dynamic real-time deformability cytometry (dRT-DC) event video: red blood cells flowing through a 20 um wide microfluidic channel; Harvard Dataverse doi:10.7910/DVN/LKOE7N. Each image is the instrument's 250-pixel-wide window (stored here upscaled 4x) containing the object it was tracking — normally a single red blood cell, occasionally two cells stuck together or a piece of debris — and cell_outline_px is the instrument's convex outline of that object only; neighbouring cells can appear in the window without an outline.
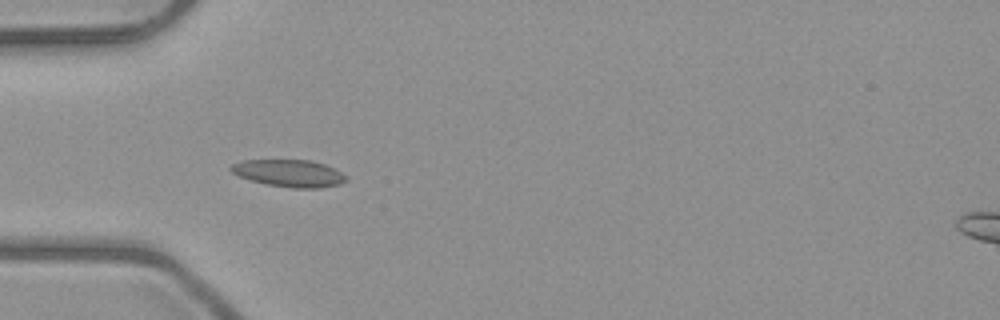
{"species": "common noctule bat (a hibernating species)", "species_latin": "Nyctalus noctula", "temperature_condition": "room temperature", "stored_images_in_passage": 8, "camera_frame_rate_fps": 3000, "um_per_image_px": 0.085, "animal": {"sex": "male", "body_mass_g": 23.1, "forearm_length_mm": 52.7}, "frame": {"image": 1, "passage_image": 5, "time_ms": 4.667, "image_size_px": [1000, 320], "cell_outline_px": [[348, 180], [340, 184], [320, 188], [292, 188], [264, 184], [240, 176], [232, 172], [228, 168], [232, 164], [244, 160], [308, 160], [324, 164], [336, 168], [348, 176]], "centroid_in_image_um": [24.63, 14.73], "position_along_channel_um": 60.4, "area_um2": 18.38}}
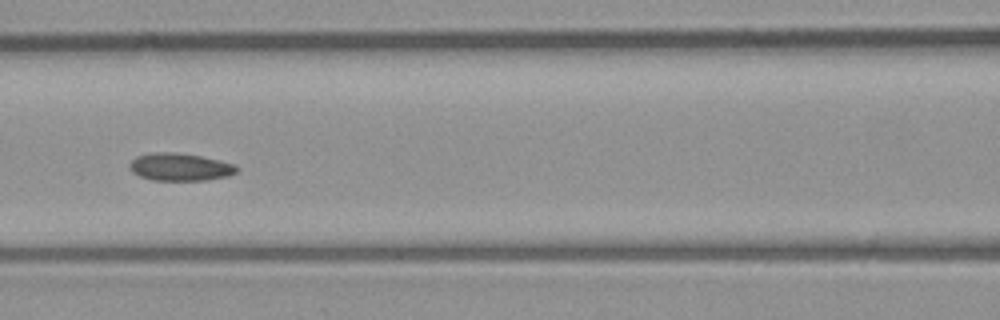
{"frame": {"image": 2, "passage_image": 7, "time_ms": 7.0, "image_size_px": [1000, 320], "cell_outline_px": [[240, 168], [236, 172], [228, 176], [208, 180], [152, 180], [140, 176], [132, 172], [128, 168], [128, 164], [136, 156], [148, 152], [176, 152], [200, 156], [236, 164]], "centroid_in_image_um": [15.28, 14.19], "position_along_channel_um": 151.3, "area_um2": 17.46}}
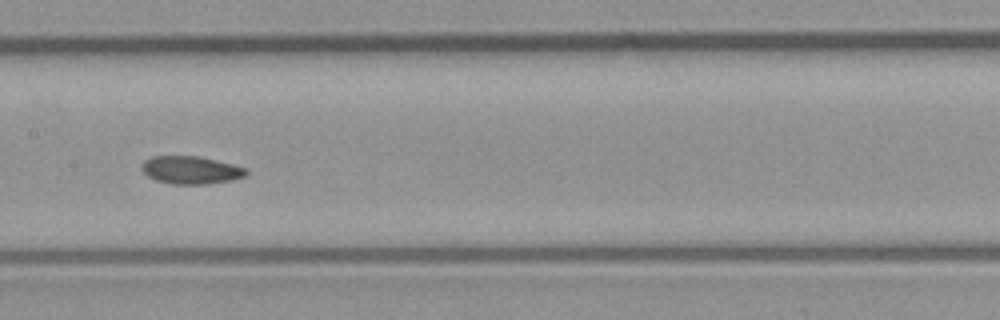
{"frame": {"image": 3, "passage_image": 8, "time_ms": 8.0, "image_size_px": [1000, 320], "cell_outline_px": [[248, 176], [232, 180], [208, 184], [172, 184], [156, 180], [148, 176], [140, 168], [140, 164], [144, 160], [152, 156], [196, 156], [232, 164], [248, 168]], "centroid_in_image_um": [16.23, 14.46], "position_along_channel_um": 191.2, "area_um2": 17.05}}